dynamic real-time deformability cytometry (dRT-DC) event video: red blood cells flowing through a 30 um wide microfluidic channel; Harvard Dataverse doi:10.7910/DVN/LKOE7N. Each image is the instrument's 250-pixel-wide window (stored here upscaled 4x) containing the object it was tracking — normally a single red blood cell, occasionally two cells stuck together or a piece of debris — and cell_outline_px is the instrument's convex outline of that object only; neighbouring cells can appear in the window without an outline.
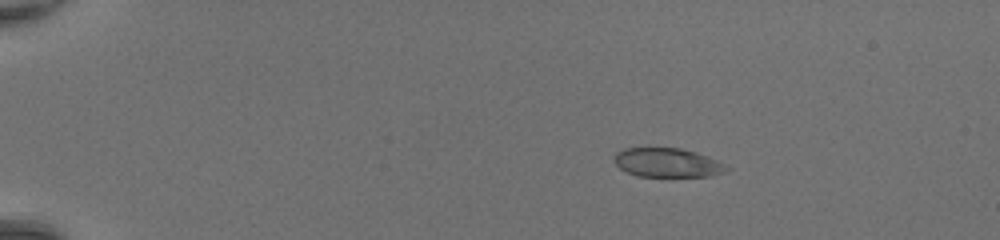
{"species": "common noctule bat (a hibernating species)", "species_latin": "Nyctalus noctula", "temperature_condition": "room temperature", "stored_images_in_passage": 51, "camera_frame_rate_fps": 3000, "um_per_image_px": 0.085, "animal": {"sex": "female", "body_mass_g": 20.0, "forearm_length_mm": 54.0}, "frame": {"image": 1, "passage_image": 11, "time_ms": 3.333, "image_size_px": [1000, 240], "cell_outline_px": [[732, 168], [724, 172], [712, 176], [636, 176], [620, 168], [612, 160], [612, 156], [616, 152], [624, 148], [680, 148], [696, 152], [708, 156], [728, 164]], "centroid_in_image_um": [56.75, 13.82], "position_along_channel_um": 28.2, "area_um2": 19.31}}
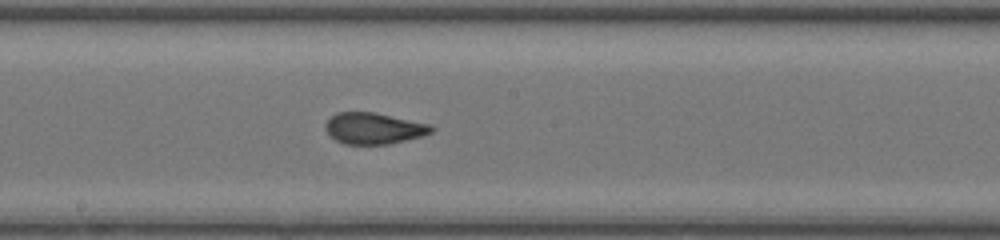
{"frame": {"image": 2, "passage_image": 31, "time_ms": 10.0, "image_size_px": [1000, 240], "cell_outline_px": [[436, 128], [432, 132], [420, 136], [388, 144], [344, 144], [336, 140], [324, 128], [324, 124], [336, 112], [372, 112], [432, 124]], "centroid_in_image_um": [31.78, 10.9], "position_along_channel_um": 216.4, "area_um2": 19.19}}
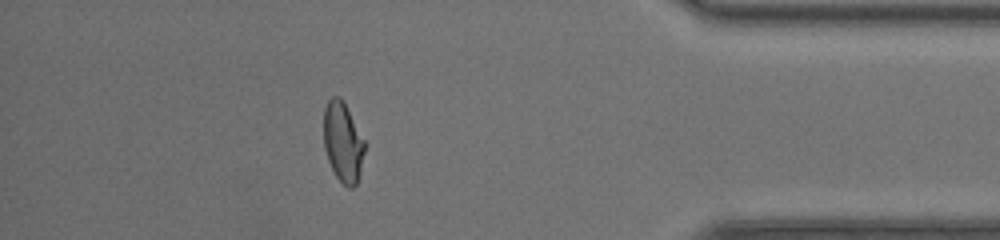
{"frame": {"image": 3, "passage_image": 46, "time_ms": 15.0, "image_size_px": [1000, 240], "cell_outline_px": [[364, 152], [360, 172], [356, 184], [352, 188], [348, 188], [336, 176], [328, 160], [324, 148], [324, 108], [328, 100], [332, 96], [340, 96], [344, 100], [364, 140]], "centroid_in_image_um": [29.14, 12.04], "position_along_channel_um": 406.1, "area_um2": 19.02}, "authors_computed_cell_mechanics": {"area_um2": 19.652, "velocity_mm_per_s": 4.3911, "shape_relaxation_time_tau1_ms": null, "shape_relaxation_time_tau2_ms": 0.6367, "deformation_change_tau1": null, "deformation_change_tau2": 0.0651}}